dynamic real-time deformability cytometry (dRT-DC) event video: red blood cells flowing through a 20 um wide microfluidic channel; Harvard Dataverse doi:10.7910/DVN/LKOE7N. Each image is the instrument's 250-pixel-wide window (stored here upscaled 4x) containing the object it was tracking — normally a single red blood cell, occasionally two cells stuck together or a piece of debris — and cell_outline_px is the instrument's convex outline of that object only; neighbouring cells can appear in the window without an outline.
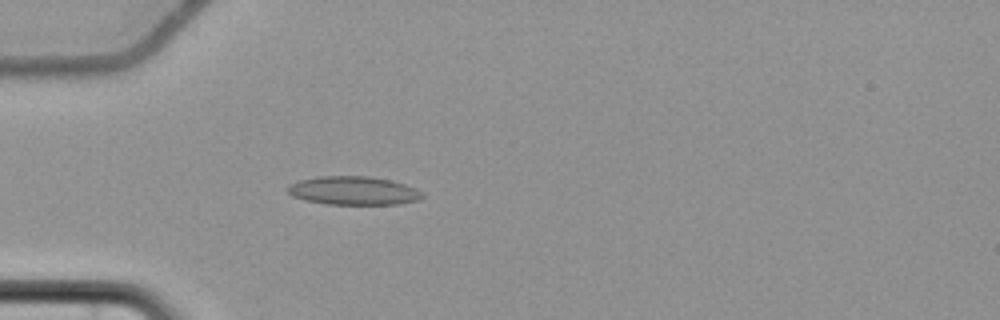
{"species": "common noctule bat (a hibernating species)", "species_latin": "Nyctalus noctula", "temperature_condition": "cold", "stored_images_in_passage": 58, "camera_frame_rate_fps": 3000, "um_per_image_px": 0.085, "animal": {"sex": "female", "body_mass_g": 22.7, "forearm_length_mm": 54.2}, "frame": {"image": 1, "passage_image": 19, "time_ms": 6.0, "image_size_px": [1000, 320], "cell_outline_px": [[424, 196], [416, 200], [396, 204], [328, 204], [304, 200], [292, 196], [288, 192], [288, 184], [300, 180], [320, 176], [368, 176], [392, 180], [416, 188], [424, 192]], "centroid_in_image_um": [30.04, 16.2], "position_along_channel_um": 55.0, "area_um2": 22.37}}
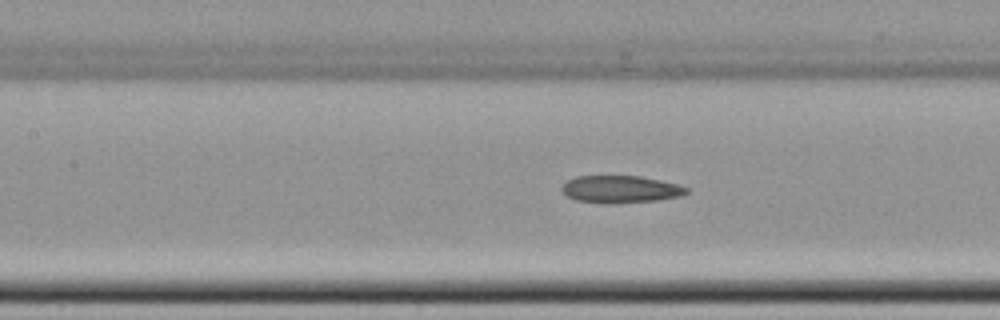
{"frame": {"image": 2, "passage_image": 28, "time_ms": 9.0, "image_size_px": [1000, 320], "cell_outline_px": [[688, 192], [680, 196], [656, 200], [612, 204], [604, 204], [576, 200], [568, 196], [560, 188], [564, 180], [576, 176], [640, 176], [660, 180], [676, 184], [688, 188]], "centroid_in_image_um": [52.68, 16.08], "position_along_channel_um": 154.7, "area_um2": 19.94}}
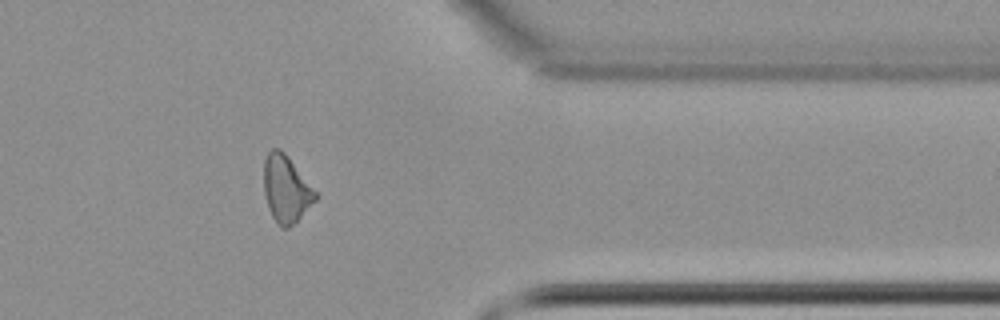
{"frame": {"image": 3, "passage_image": 48, "time_ms": 15.667, "image_size_px": [1000, 320], "cell_outline_px": [[320, 196], [288, 228], [280, 228], [272, 216], [268, 208], [264, 192], [264, 160], [268, 152], [272, 148], [280, 148], [288, 156], [320, 192]], "centroid_in_image_um": [24.36, 16.03], "position_along_channel_um": 387.0, "area_um2": 20.52}}